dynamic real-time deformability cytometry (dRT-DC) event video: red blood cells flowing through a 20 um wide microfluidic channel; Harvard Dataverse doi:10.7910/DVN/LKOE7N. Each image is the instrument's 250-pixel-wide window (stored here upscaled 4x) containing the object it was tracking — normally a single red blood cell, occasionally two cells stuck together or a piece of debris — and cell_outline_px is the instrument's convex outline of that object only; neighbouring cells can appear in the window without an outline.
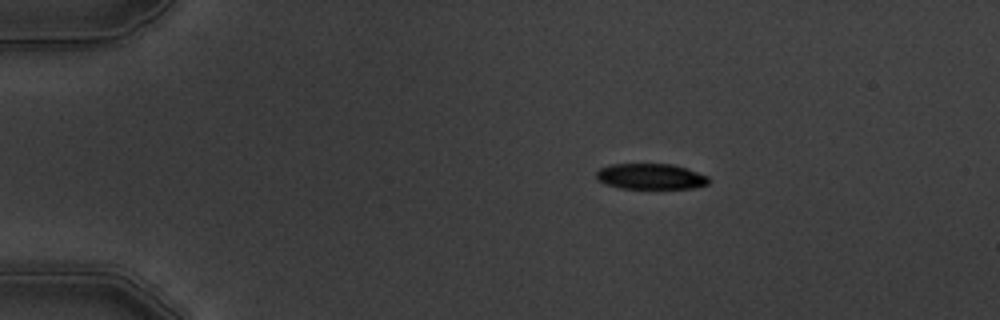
{"species": "common noctule bat (a hibernating species)", "species_latin": "Nyctalus noctula", "temperature_condition": "warm", "stored_images_in_passage": 4, "camera_frame_rate_fps": 3000, "um_per_image_px": 0.085, "animal": {"sex": "male", "body_mass_g": 19.5, "forearm_length_mm": 54.6}, "frame": {"image": 1, "passage_image": 2, "time_ms": 1.333, "image_size_px": [1000, 320], "cell_outline_px": [[708, 184], [692, 188], [620, 188], [596, 180], [596, 172], [600, 168], [612, 164], [672, 164], [708, 176]], "centroid_in_image_um": [55.27, 15.0], "position_along_channel_um": 29.7, "area_um2": 16.59}}